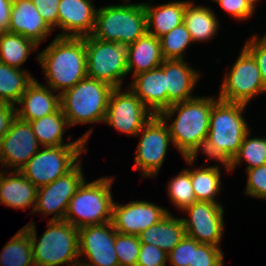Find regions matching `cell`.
<instances>
[{
  "mask_svg": "<svg viewBox=\"0 0 266 266\" xmlns=\"http://www.w3.org/2000/svg\"><path fill=\"white\" fill-rule=\"evenodd\" d=\"M247 105L220 100L213 104L210 113L208 139L231 159L239 152L249 132L242 113Z\"/></svg>",
  "mask_w": 266,
  "mask_h": 266,
  "instance_id": "obj_8",
  "label": "cell"
},
{
  "mask_svg": "<svg viewBox=\"0 0 266 266\" xmlns=\"http://www.w3.org/2000/svg\"><path fill=\"white\" fill-rule=\"evenodd\" d=\"M87 77L122 87L127 73L128 46L117 42H104L85 36Z\"/></svg>",
  "mask_w": 266,
  "mask_h": 266,
  "instance_id": "obj_7",
  "label": "cell"
},
{
  "mask_svg": "<svg viewBox=\"0 0 266 266\" xmlns=\"http://www.w3.org/2000/svg\"><path fill=\"white\" fill-rule=\"evenodd\" d=\"M13 0H0V32H8Z\"/></svg>",
  "mask_w": 266,
  "mask_h": 266,
  "instance_id": "obj_46",
  "label": "cell"
},
{
  "mask_svg": "<svg viewBox=\"0 0 266 266\" xmlns=\"http://www.w3.org/2000/svg\"><path fill=\"white\" fill-rule=\"evenodd\" d=\"M97 9L92 0H60L58 27L59 37H85L93 32Z\"/></svg>",
  "mask_w": 266,
  "mask_h": 266,
  "instance_id": "obj_18",
  "label": "cell"
},
{
  "mask_svg": "<svg viewBox=\"0 0 266 266\" xmlns=\"http://www.w3.org/2000/svg\"><path fill=\"white\" fill-rule=\"evenodd\" d=\"M199 150L211 159H216L220 164L224 165L227 171L232 170V159L221 149H219L213 142L208 138L201 140L192 151L184 158L189 165H193L196 160Z\"/></svg>",
  "mask_w": 266,
  "mask_h": 266,
  "instance_id": "obj_38",
  "label": "cell"
},
{
  "mask_svg": "<svg viewBox=\"0 0 266 266\" xmlns=\"http://www.w3.org/2000/svg\"><path fill=\"white\" fill-rule=\"evenodd\" d=\"M266 92L260 69L253 55L244 47L221 85L218 99L247 105L257 94Z\"/></svg>",
  "mask_w": 266,
  "mask_h": 266,
  "instance_id": "obj_10",
  "label": "cell"
},
{
  "mask_svg": "<svg viewBox=\"0 0 266 266\" xmlns=\"http://www.w3.org/2000/svg\"><path fill=\"white\" fill-rule=\"evenodd\" d=\"M217 100L210 97H195L183 102L173 103L159 116L168 121L175 112V120L168 126L172 143L185 158L204 138L208 137L210 113Z\"/></svg>",
  "mask_w": 266,
  "mask_h": 266,
  "instance_id": "obj_2",
  "label": "cell"
},
{
  "mask_svg": "<svg viewBox=\"0 0 266 266\" xmlns=\"http://www.w3.org/2000/svg\"><path fill=\"white\" fill-rule=\"evenodd\" d=\"M109 5L97 9L92 37L125 45L134 43L147 32L144 3ZM128 2V3H127Z\"/></svg>",
  "mask_w": 266,
  "mask_h": 266,
  "instance_id": "obj_5",
  "label": "cell"
},
{
  "mask_svg": "<svg viewBox=\"0 0 266 266\" xmlns=\"http://www.w3.org/2000/svg\"><path fill=\"white\" fill-rule=\"evenodd\" d=\"M244 47L255 58L266 87V34L262 38H257V35H254L250 40L246 41Z\"/></svg>",
  "mask_w": 266,
  "mask_h": 266,
  "instance_id": "obj_43",
  "label": "cell"
},
{
  "mask_svg": "<svg viewBox=\"0 0 266 266\" xmlns=\"http://www.w3.org/2000/svg\"><path fill=\"white\" fill-rule=\"evenodd\" d=\"M188 3L189 1H173L155 7L151 3H144L147 32L160 38L183 23L185 7Z\"/></svg>",
  "mask_w": 266,
  "mask_h": 266,
  "instance_id": "obj_26",
  "label": "cell"
},
{
  "mask_svg": "<svg viewBox=\"0 0 266 266\" xmlns=\"http://www.w3.org/2000/svg\"><path fill=\"white\" fill-rule=\"evenodd\" d=\"M81 167L80 161L66 175L38 188L33 213L42 212L45 215H50L54 212L55 215H53L51 221L64 220L71 198L85 180Z\"/></svg>",
  "mask_w": 266,
  "mask_h": 266,
  "instance_id": "obj_13",
  "label": "cell"
},
{
  "mask_svg": "<svg viewBox=\"0 0 266 266\" xmlns=\"http://www.w3.org/2000/svg\"><path fill=\"white\" fill-rule=\"evenodd\" d=\"M140 244L137 235L122 234L116 231L115 250L120 266H136Z\"/></svg>",
  "mask_w": 266,
  "mask_h": 266,
  "instance_id": "obj_36",
  "label": "cell"
},
{
  "mask_svg": "<svg viewBox=\"0 0 266 266\" xmlns=\"http://www.w3.org/2000/svg\"><path fill=\"white\" fill-rule=\"evenodd\" d=\"M168 213L167 209L147 201H131L125 205L114 202L111 223L119 233L138 236Z\"/></svg>",
  "mask_w": 266,
  "mask_h": 266,
  "instance_id": "obj_17",
  "label": "cell"
},
{
  "mask_svg": "<svg viewBox=\"0 0 266 266\" xmlns=\"http://www.w3.org/2000/svg\"><path fill=\"white\" fill-rule=\"evenodd\" d=\"M39 142L29 122L16 117L0 141L2 167L20 170L39 150Z\"/></svg>",
  "mask_w": 266,
  "mask_h": 266,
  "instance_id": "obj_16",
  "label": "cell"
},
{
  "mask_svg": "<svg viewBox=\"0 0 266 266\" xmlns=\"http://www.w3.org/2000/svg\"><path fill=\"white\" fill-rule=\"evenodd\" d=\"M42 18L53 29L58 27V5L60 0H31Z\"/></svg>",
  "mask_w": 266,
  "mask_h": 266,
  "instance_id": "obj_44",
  "label": "cell"
},
{
  "mask_svg": "<svg viewBox=\"0 0 266 266\" xmlns=\"http://www.w3.org/2000/svg\"><path fill=\"white\" fill-rule=\"evenodd\" d=\"M47 85L62 94L87 77L85 37H59L37 55Z\"/></svg>",
  "mask_w": 266,
  "mask_h": 266,
  "instance_id": "obj_1",
  "label": "cell"
},
{
  "mask_svg": "<svg viewBox=\"0 0 266 266\" xmlns=\"http://www.w3.org/2000/svg\"><path fill=\"white\" fill-rule=\"evenodd\" d=\"M6 172H0V203L21 210L31 206L33 213L38 187L18 170L9 172L8 177L4 175Z\"/></svg>",
  "mask_w": 266,
  "mask_h": 266,
  "instance_id": "obj_23",
  "label": "cell"
},
{
  "mask_svg": "<svg viewBox=\"0 0 266 266\" xmlns=\"http://www.w3.org/2000/svg\"><path fill=\"white\" fill-rule=\"evenodd\" d=\"M186 236L182 218H174L170 213L158 223L142 231L140 243L151 244L169 253Z\"/></svg>",
  "mask_w": 266,
  "mask_h": 266,
  "instance_id": "obj_27",
  "label": "cell"
},
{
  "mask_svg": "<svg viewBox=\"0 0 266 266\" xmlns=\"http://www.w3.org/2000/svg\"><path fill=\"white\" fill-rule=\"evenodd\" d=\"M38 45L20 34L10 32H0V62L21 69L32 49H36Z\"/></svg>",
  "mask_w": 266,
  "mask_h": 266,
  "instance_id": "obj_30",
  "label": "cell"
},
{
  "mask_svg": "<svg viewBox=\"0 0 266 266\" xmlns=\"http://www.w3.org/2000/svg\"><path fill=\"white\" fill-rule=\"evenodd\" d=\"M159 39L164 59L183 60L185 49L193 42L184 22Z\"/></svg>",
  "mask_w": 266,
  "mask_h": 266,
  "instance_id": "obj_33",
  "label": "cell"
},
{
  "mask_svg": "<svg viewBox=\"0 0 266 266\" xmlns=\"http://www.w3.org/2000/svg\"><path fill=\"white\" fill-rule=\"evenodd\" d=\"M52 30L31 0H13L8 32L20 34L39 45Z\"/></svg>",
  "mask_w": 266,
  "mask_h": 266,
  "instance_id": "obj_19",
  "label": "cell"
},
{
  "mask_svg": "<svg viewBox=\"0 0 266 266\" xmlns=\"http://www.w3.org/2000/svg\"><path fill=\"white\" fill-rule=\"evenodd\" d=\"M168 193L173 204L182 211L196 201L190 169H183L172 178L168 184Z\"/></svg>",
  "mask_w": 266,
  "mask_h": 266,
  "instance_id": "obj_35",
  "label": "cell"
},
{
  "mask_svg": "<svg viewBox=\"0 0 266 266\" xmlns=\"http://www.w3.org/2000/svg\"><path fill=\"white\" fill-rule=\"evenodd\" d=\"M183 60L165 59L160 67L165 73L167 108L173 103L195 98L191 94L200 75Z\"/></svg>",
  "mask_w": 266,
  "mask_h": 266,
  "instance_id": "obj_20",
  "label": "cell"
},
{
  "mask_svg": "<svg viewBox=\"0 0 266 266\" xmlns=\"http://www.w3.org/2000/svg\"><path fill=\"white\" fill-rule=\"evenodd\" d=\"M193 257V238L185 236L168 254L172 266H190Z\"/></svg>",
  "mask_w": 266,
  "mask_h": 266,
  "instance_id": "obj_40",
  "label": "cell"
},
{
  "mask_svg": "<svg viewBox=\"0 0 266 266\" xmlns=\"http://www.w3.org/2000/svg\"><path fill=\"white\" fill-rule=\"evenodd\" d=\"M217 4L236 19L246 20L253 15L255 2L253 0H219Z\"/></svg>",
  "mask_w": 266,
  "mask_h": 266,
  "instance_id": "obj_42",
  "label": "cell"
},
{
  "mask_svg": "<svg viewBox=\"0 0 266 266\" xmlns=\"http://www.w3.org/2000/svg\"><path fill=\"white\" fill-rule=\"evenodd\" d=\"M0 266H35L28 232L20 229L4 246Z\"/></svg>",
  "mask_w": 266,
  "mask_h": 266,
  "instance_id": "obj_31",
  "label": "cell"
},
{
  "mask_svg": "<svg viewBox=\"0 0 266 266\" xmlns=\"http://www.w3.org/2000/svg\"><path fill=\"white\" fill-rule=\"evenodd\" d=\"M191 182L196 201L215 202V196L221 189L220 166H207L191 170Z\"/></svg>",
  "mask_w": 266,
  "mask_h": 266,
  "instance_id": "obj_32",
  "label": "cell"
},
{
  "mask_svg": "<svg viewBox=\"0 0 266 266\" xmlns=\"http://www.w3.org/2000/svg\"><path fill=\"white\" fill-rule=\"evenodd\" d=\"M19 170L38 188L66 175L80 161L85 145L45 146Z\"/></svg>",
  "mask_w": 266,
  "mask_h": 266,
  "instance_id": "obj_9",
  "label": "cell"
},
{
  "mask_svg": "<svg viewBox=\"0 0 266 266\" xmlns=\"http://www.w3.org/2000/svg\"><path fill=\"white\" fill-rule=\"evenodd\" d=\"M247 186L245 194L251 197L266 199V164L246 169Z\"/></svg>",
  "mask_w": 266,
  "mask_h": 266,
  "instance_id": "obj_39",
  "label": "cell"
},
{
  "mask_svg": "<svg viewBox=\"0 0 266 266\" xmlns=\"http://www.w3.org/2000/svg\"><path fill=\"white\" fill-rule=\"evenodd\" d=\"M246 134L239 152L232 159V169L244 159L247 169L259 167L266 164V138H248Z\"/></svg>",
  "mask_w": 266,
  "mask_h": 266,
  "instance_id": "obj_34",
  "label": "cell"
},
{
  "mask_svg": "<svg viewBox=\"0 0 266 266\" xmlns=\"http://www.w3.org/2000/svg\"><path fill=\"white\" fill-rule=\"evenodd\" d=\"M34 222L23 228L28 232L33 251L35 266H74L80 259L78 228L71 223L49 221L48 228L37 242V231Z\"/></svg>",
  "mask_w": 266,
  "mask_h": 266,
  "instance_id": "obj_3",
  "label": "cell"
},
{
  "mask_svg": "<svg viewBox=\"0 0 266 266\" xmlns=\"http://www.w3.org/2000/svg\"><path fill=\"white\" fill-rule=\"evenodd\" d=\"M183 211L189 215V218H182L186 235L198 243L219 247L224 229L222 205L210 201H195Z\"/></svg>",
  "mask_w": 266,
  "mask_h": 266,
  "instance_id": "obj_14",
  "label": "cell"
},
{
  "mask_svg": "<svg viewBox=\"0 0 266 266\" xmlns=\"http://www.w3.org/2000/svg\"><path fill=\"white\" fill-rule=\"evenodd\" d=\"M36 136L37 141L42 147L45 146H62V145H86L92 129L87 131L81 138L75 141L63 143L64 128L68 125L67 119L63 114L61 107L50 115L29 122Z\"/></svg>",
  "mask_w": 266,
  "mask_h": 266,
  "instance_id": "obj_25",
  "label": "cell"
},
{
  "mask_svg": "<svg viewBox=\"0 0 266 266\" xmlns=\"http://www.w3.org/2000/svg\"><path fill=\"white\" fill-rule=\"evenodd\" d=\"M74 266H91V265L87 264L84 260L81 261L80 259Z\"/></svg>",
  "mask_w": 266,
  "mask_h": 266,
  "instance_id": "obj_47",
  "label": "cell"
},
{
  "mask_svg": "<svg viewBox=\"0 0 266 266\" xmlns=\"http://www.w3.org/2000/svg\"><path fill=\"white\" fill-rule=\"evenodd\" d=\"M167 254L159 247L141 243L136 266H166Z\"/></svg>",
  "mask_w": 266,
  "mask_h": 266,
  "instance_id": "obj_41",
  "label": "cell"
},
{
  "mask_svg": "<svg viewBox=\"0 0 266 266\" xmlns=\"http://www.w3.org/2000/svg\"><path fill=\"white\" fill-rule=\"evenodd\" d=\"M167 121L159 115H153L138 132L140 141L134 158L135 170H140L144 177H154L160 171L168 146L172 142Z\"/></svg>",
  "mask_w": 266,
  "mask_h": 266,
  "instance_id": "obj_11",
  "label": "cell"
},
{
  "mask_svg": "<svg viewBox=\"0 0 266 266\" xmlns=\"http://www.w3.org/2000/svg\"><path fill=\"white\" fill-rule=\"evenodd\" d=\"M85 181L71 198L64 221L76 228L110 222L114 205L111 195L113 178Z\"/></svg>",
  "mask_w": 266,
  "mask_h": 266,
  "instance_id": "obj_6",
  "label": "cell"
},
{
  "mask_svg": "<svg viewBox=\"0 0 266 266\" xmlns=\"http://www.w3.org/2000/svg\"><path fill=\"white\" fill-rule=\"evenodd\" d=\"M164 60L160 39L146 32L134 43L128 45L127 73L134 70L133 76H135L150 71L160 67Z\"/></svg>",
  "mask_w": 266,
  "mask_h": 266,
  "instance_id": "obj_24",
  "label": "cell"
},
{
  "mask_svg": "<svg viewBox=\"0 0 266 266\" xmlns=\"http://www.w3.org/2000/svg\"><path fill=\"white\" fill-rule=\"evenodd\" d=\"M184 23L193 42L208 41L218 31V20L212 9L189 2L185 7Z\"/></svg>",
  "mask_w": 266,
  "mask_h": 266,
  "instance_id": "obj_28",
  "label": "cell"
},
{
  "mask_svg": "<svg viewBox=\"0 0 266 266\" xmlns=\"http://www.w3.org/2000/svg\"><path fill=\"white\" fill-rule=\"evenodd\" d=\"M113 89L108 83L86 77L60 94V106L68 125L104 123Z\"/></svg>",
  "mask_w": 266,
  "mask_h": 266,
  "instance_id": "obj_4",
  "label": "cell"
},
{
  "mask_svg": "<svg viewBox=\"0 0 266 266\" xmlns=\"http://www.w3.org/2000/svg\"><path fill=\"white\" fill-rule=\"evenodd\" d=\"M223 253L220 247L198 243L193 238V257L190 266H223Z\"/></svg>",
  "mask_w": 266,
  "mask_h": 266,
  "instance_id": "obj_37",
  "label": "cell"
},
{
  "mask_svg": "<svg viewBox=\"0 0 266 266\" xmlns=\"http://www.w3.org/2000/svg\"><path fill=\"white\" fill-rule=\"evenodd\" d=\"M16 108L13 104L2 103L0 105V141L8 132L13 120L17 117Z\"/></svg>",
  "mask_w": 266,
  "mask_h": 266,
  "instance_id": "obj_45",
  "label": "cell"
},
{
  "mask_svg": "<svg viewBox=\"0 0 266 266\" xmlns=\"http://www.w3.org/2000/svg\"><path fill=\"white\" fill-rule=\"evenodd\" d=\"M49 86L40 84L36 79L21 96L16 108V115L19 119L30 122L44 116L55 113L60 106V93Z\"/></svg>",
  "mask_w": 266,
  "mask_h": 266,
  "instance_id": "obj_22",
  "label": "cell"
},
{
  "mask_svg": "<svg viewBox=\"0 0 266 266\" xmlns=\"http://www.w3.org/2000/svg\"><path fill=\"white\" fill-rule=\"evenodd\" d=\"M121 91L112 90L104 122L122 133L137 136L154 114L131 90Z\"/></svg>",
  "mask_w": 266,
  "mask_h": 266,
  "instance_id": "obj_12",
  "label": "cell"
},
{
  "mask_svg": "<svg viewBox=\"0 0 266 266\" xmlns=\"http://www.w3.org/2000/svg\"><path fill=\"white\" fill-rule=\"evenodd\" d=\"M34 81L35 78L26 70L13 68L0 62V100L3 103L15 106Z\"/></svg>",
  "mask_w": 266,
  "mask_h": 266,
  "instance_id": "obj_29",
  "label": "cell"
},
{
  "mask_svg": "<svg viewBox=\"0 0 266 266\" xmlns=\"http://www.w3.org/2000/svg\"><path fill=\"white\" fill-rule=\"evenodd\" d=\"M115 236L116 230L111 221L78 228L80 258L85 254L89 260L87 264L91 266H120L115 250Z\"/></svg>",
  "mask_w": 266,
  "mask_h": 266,
  "instance_id": "obj_15",
  "label": "cell"
},
{
  "mask_svg": "<svg viewBox=\"0 0 266 266\" xmlns=\"http://www.w3.org/2000/svg\"><path fill=\"white\" fill-rule=\"evenodd\" d=\"M130 90L154 114L159 115L167 109V90L165 73L161 67L133 76Z\"/></svg>",
  "mask_w": 266,
  "mask_h": 266,
  "instance_id": "obj_21",
  "label": "cell"
}]
</instances>
